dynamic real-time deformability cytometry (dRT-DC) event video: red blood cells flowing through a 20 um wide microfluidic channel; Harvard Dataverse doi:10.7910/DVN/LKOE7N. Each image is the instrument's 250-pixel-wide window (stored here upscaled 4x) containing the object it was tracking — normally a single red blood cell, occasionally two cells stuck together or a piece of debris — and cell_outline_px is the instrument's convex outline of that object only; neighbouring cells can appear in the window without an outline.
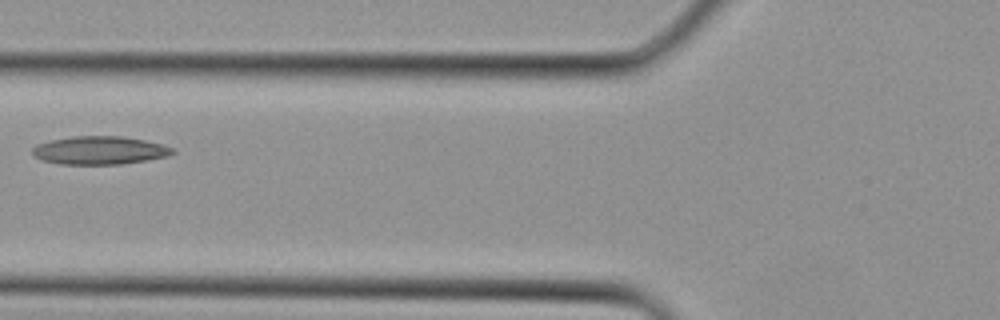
{"species": "Egyptian fruit bat (a non-hibernating species)", "species_latin": "Rousettus aegyptiacus", "temperature_condition": "cold", "stored_images_in_passage": 2, "camera_frame_rate_fps": 3000, "um_per_image_px": 0.085, "animal": {"sex": "female"}, "frame": {"image": 1, "passage_image": 2, "time_ms": 0.333, "image_size_px": [1000, 320], "cell_outline_px": [[176, 152], [168, 156], [148, 160], [120, 164], [60, 164], [44, 160], [36, 156], [32, 152], [32, 148], [36, 144], [52, 140], [72, 136], [124, 136], [164, 144], [172, 148]], "centroid_in_image_um": [8.51, 12.77], "position_along_channel_um": 117.3, "area_um2": 23.0}}